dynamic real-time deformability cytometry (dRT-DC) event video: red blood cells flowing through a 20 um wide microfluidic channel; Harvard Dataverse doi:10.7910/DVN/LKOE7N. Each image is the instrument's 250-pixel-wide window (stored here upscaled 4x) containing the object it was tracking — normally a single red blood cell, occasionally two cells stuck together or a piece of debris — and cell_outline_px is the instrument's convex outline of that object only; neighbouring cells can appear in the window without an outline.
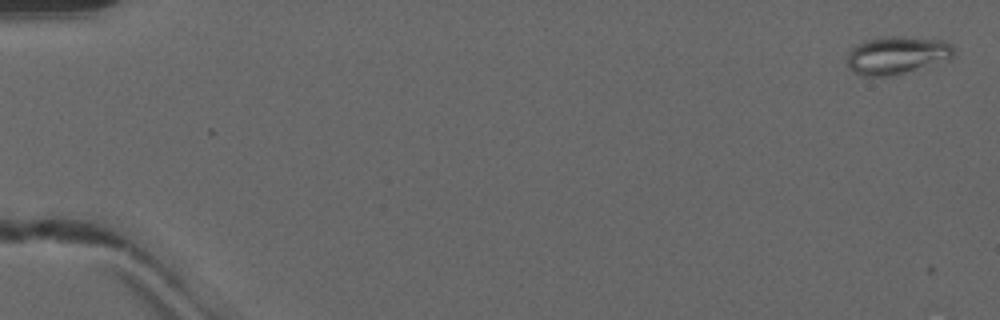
{"species": "common noctule bat (a hibernating species)", "species_latin": "Nyctalus noctula", "temperature_condition": "warm", "stored_images_in_passage": 7, "camera_frame_rate_fps": 3000, "um_per_image_px": 0.085, "animal": {"sex": "male", "forearm_length_mm": 52.5}, "frame": {"image": 1, "passage_image": 3, "time_ms": 0.667, "image_size_px": [1000, 320], "cell_outline_px": [[956, 56], [892, 76], [864, 76], [848, 68], [848, 52], [856, 44], [864, 40], [880, 36], [904, 36], [940, 40], [952, 44], [956, 52]], "centroid_in_image_um": [76.21, 4.66], "position_along_channel_um": 8.8, "area_um2": 23.47}}